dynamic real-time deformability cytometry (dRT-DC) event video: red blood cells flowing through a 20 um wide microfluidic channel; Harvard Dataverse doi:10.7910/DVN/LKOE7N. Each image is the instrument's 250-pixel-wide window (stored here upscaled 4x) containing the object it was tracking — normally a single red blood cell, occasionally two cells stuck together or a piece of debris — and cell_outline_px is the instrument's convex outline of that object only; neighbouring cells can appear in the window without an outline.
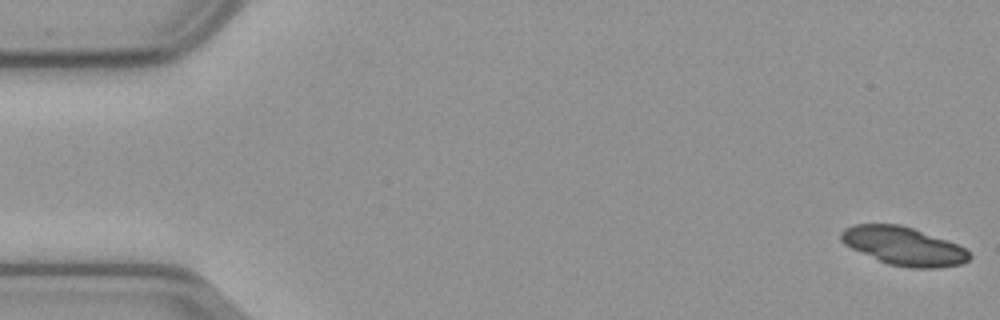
{"species": "common noctule bat (a hibernating species)", "species_latin": "Nyctalus noctula", "temperature_condition": "cold", "stored_images_in_passage": 58, "camera_frame_rate_fps": 3000, "um_per_image_px": 0.085, "animal": {"sex": "male", "body_mass_g": 23.1, "forearm_length_mm": 52.7}, "frame": {"image": 1, "passage_image": 1, "time_ms": 0.0, "image_size_px": [1000, 320], "cell_outline_px": [[972, 256], [968, 260], [960, 264], [936, 268], [912, 268], [888, 264], [852, 248], [844, 244], [840, 240], [840, 232], [844, 228], [856, 224], [900, 224], [912, 228], [956, 244], [964, 248]], "centroid_in_image_um": [76.77, 20.91], "position_along_channel_um": 8.2, "area_um2": 28.26}}
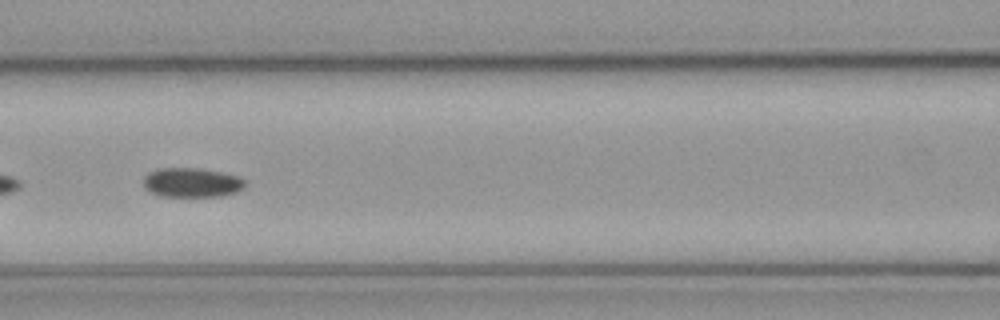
{"frame": {"image": 2, "passage_image": 25, "time_ms": 8.0, "image_size_px": [1000, 320], "cell_outline_px": [[244, 188], [236, 192], [220, 196], [160, 196], [144, 188], [144, 176], [148, 172], [156, 168], [200, 168], [220, 172], [236, 176], [244, 180]], "centroid_in_image_um": [16.26, 15.51], "position_along_channel_um": 150.3, "area_um2": 17.34}, "authors_computed_cell_mechanics": {"area_um2": 17.3978, "velocity_mm_per_s": 3.6122, "shape_relaxation_time_tau1_ms": 6.8681, "shape_relaxation_time_tau2_ms": 10.0115, "deformation_change_tau1": 0.0813, "deformation_change_tau2": 0.1061}}